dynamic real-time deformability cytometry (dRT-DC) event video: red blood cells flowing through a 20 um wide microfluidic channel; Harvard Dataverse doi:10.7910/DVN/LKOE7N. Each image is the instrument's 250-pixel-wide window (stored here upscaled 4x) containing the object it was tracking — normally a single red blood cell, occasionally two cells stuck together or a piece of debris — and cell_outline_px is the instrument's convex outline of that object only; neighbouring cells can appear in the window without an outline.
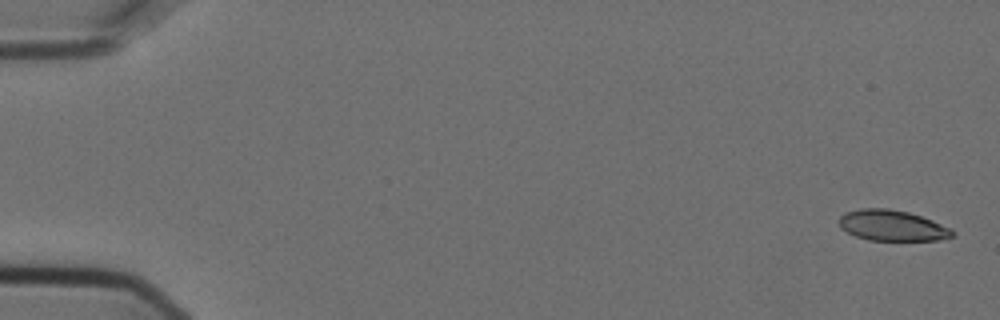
{"species": "Egyptian fruit bat (a non-hibernating species)", "species_latin": "Rousettus aegyptiacus", "temperature_condition": "cold", "stored_images_in_passage": 2, "camera_frame_rate_fps": 3000, "um_per_image_px": 0.085, "animal": {"sex": "female"}, "frame": {"image": 1, "passage_image": 1, "time_ms": 0.0, "image_size_px": [1000, 320], "cell_outline_px": [[956, 232], [952, 236], [940, 240], [868, 240], [856, 236], [840, 228], [836, 220], [844, 212], [860, 208], [888, 208], [908, 212], [932, 220], [952, 228]], "centroid_in_image_um": [75.8, 19.16], "position_along_channel_um": 9.2, "area_um2": 20.52}}